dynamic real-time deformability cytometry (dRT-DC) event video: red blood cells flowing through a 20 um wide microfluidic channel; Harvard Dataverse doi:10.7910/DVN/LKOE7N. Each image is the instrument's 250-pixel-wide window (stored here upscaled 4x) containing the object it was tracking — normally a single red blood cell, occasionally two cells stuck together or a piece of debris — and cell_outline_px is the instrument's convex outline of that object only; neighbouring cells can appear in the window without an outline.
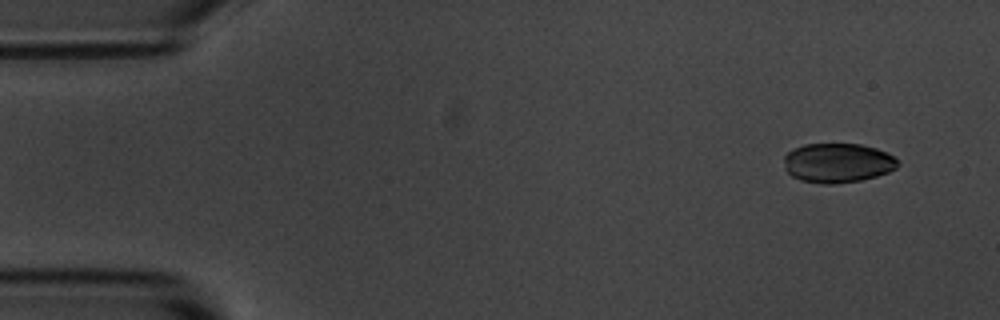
{"species": "common noctule bat (a hibernating species)", "species_latin": "Nyctalus noctula", "temperature_condition": "room temperature", "stored_images_in_passage": 14, "camera_frame_rate_fps": 3000, "um_per_image_px": 0.085, "animal": {"sex": "male", "body_mass_g": 20.1, "forearm_length_mm": 53.5}, "frame": {"image": 1, "passage_image": 1, "time_ms": 0.0, "image_size_px": [1000, 320], "cell_outline_px": [[900, 164], [896, 168], [888, 172], [876, 176], [860, 180], [832, 184], [824, 184], [800, 180], [792, 176], [784, 168], [784, 156], [792, 148], [804, 144], [860, 144], [876, 148], [892, 156]], "centroid_in_image_um": [71.16, 13.84], "position_along_channel_um": 13.8, "area_um2": 26.13}}
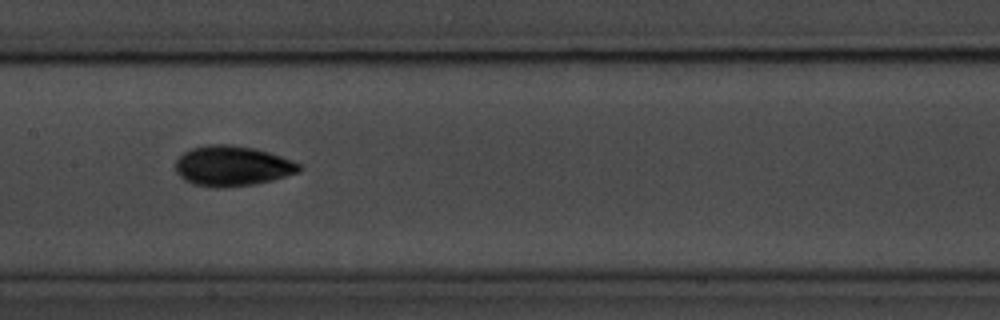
{"frame": {"image": 2, "passage_image": 7, "time_ms": 7.667, "image_size_px": [1000, 320], "cell_outline_px": [[304, 168], [300, 172], [272, 180], [256, 184], [220, 188], [216, 188], [192, 184], [184, 180], [176, 172], [172, 164], [184, 152], [192, 148], [208, 144], [232, 144], [256, 148], [292, 160], [300, 164]], "centroid_in_image_um": [19.73, 14.11], "position_along_channel_um": 187.7, "area_um2": 29.42}}
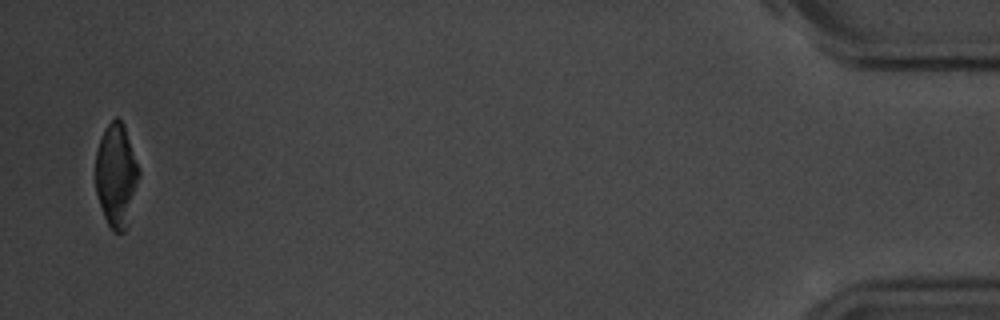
{"frame": {"image": 3, "passage_image": 14, "time_ms": 16.667, "image_size_px": [1000, 320], "cell_outline_px": [[140, 176], [128, 228], [124, 232], [112, 232], [104, 216], [96, 192], [96, 152], [100, 140], [108, 124], [116, 116], [124, 124], [140, 172]], "centroid_in_image_um": [9.9, 14.96], "position_along_channel_um": 425.3, "area_um2": 26.18}, "authors_computed_cell_mechanics": {"area_um2": 27.9174, "velocity_mm_per_s": 3.617, "shape_relaxation_time_tau1_ms": 1.6972, "shape_relaxation_time_tau2_ms": 1.9054, "deformation_change_tau1": 0.0584, "deformation_change_tau2": 0.0463}}